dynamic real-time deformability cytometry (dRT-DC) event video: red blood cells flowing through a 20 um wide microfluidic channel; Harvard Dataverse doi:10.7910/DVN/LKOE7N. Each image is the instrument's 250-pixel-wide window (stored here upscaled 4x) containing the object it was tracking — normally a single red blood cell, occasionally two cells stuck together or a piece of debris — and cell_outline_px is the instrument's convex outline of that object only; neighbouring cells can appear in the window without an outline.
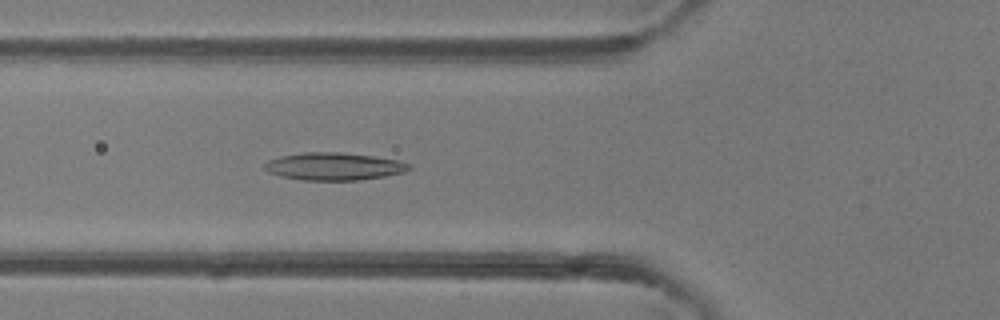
{"species": "common noctule bat (a hibernating species)", "species_latin": "Nyctalus noctula", "temperature_condition": "room temperature", "stored_images_in_passage": 39, "camera_frame_rate_fps": 3000, "um_per_image_px": 0.085, "animal": {"sex": "female"}, "frame": {"image": 1, "passage_image": 9, "time_ms": 2.667, "image_size_px": [1000, 320], "cell_outline_px": [[412, 168], [404, 172], [384, 176], [360, 180], [300, 180], [280, 176], [268, 172], [264, 168], [264, 164], [268, 160], [280, 156], [304, 152], [340, 152], [372, 156], [396, 160], [412, 164]], "centroid_in_image_um": [28.37, 14.14], "position_along_channel_um": 97.4, "area_um2": 23.24}}
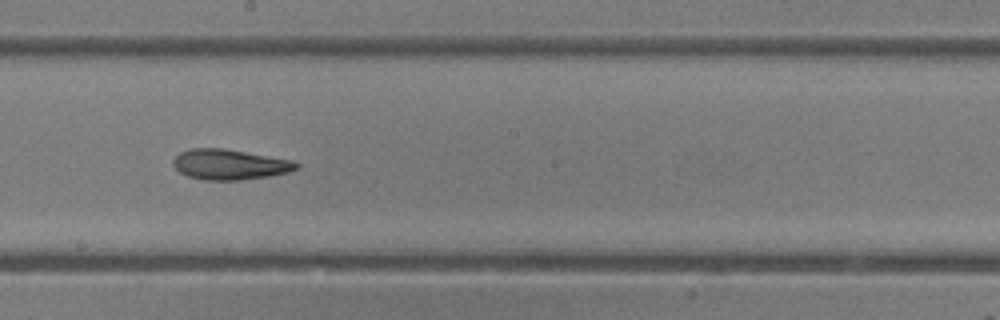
{"frame": {"image": 2, "passage_image": 18, "time_ms": 5.667, "image_size_px": [1000, 320], "cell_outline_px": [[300, 168], [288, 172], [268, 176], [240, 180], [204, 180], [188, 176], [180, 172], [172, 164], [172, 160], [180, 152], [188, 148], [224, 148], [292, 160], [300, 164]], "centroid_in_image_um": [19.52, 13.97], "position_along_channel_um": 228.7, "area_um2": 21.85}}
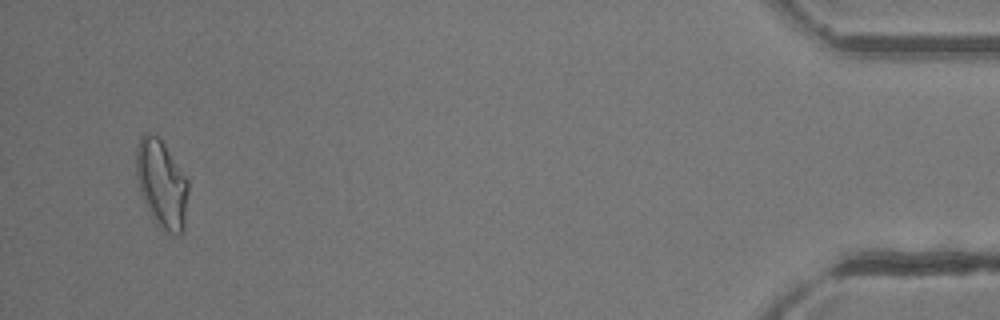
{"frame": {"image": 3, "passage_image": 37, "time_ms": 12.0, "image_size_px": [1000, 320], "cell_outline_px": [[188, 192], [184, 228], [180, 236], [176, 236], [168, 232], [156, 224], [148, 208], [140, 188], [136, 176], [136, 148], [140, 136], [144, 132], [148, 132], [156, 136], [164, 144], [188, 180]], "centroid_in_image_um": [13.75, 15.63], "position_along_channel_um": 421.5, "area_um2": 26.36}, "authors_computed_cell_mechanics": {"area_um2": 22.7732, "velocity_mm_per_s": 4.3568, "shape_relaxation_time_tau1_ms": 9.5533, "shape_relaxation_time_tau2_ms": 5.0987, "deformation_change_tau1": 0.2388, "deformation_change_tau2": 0.1567}}